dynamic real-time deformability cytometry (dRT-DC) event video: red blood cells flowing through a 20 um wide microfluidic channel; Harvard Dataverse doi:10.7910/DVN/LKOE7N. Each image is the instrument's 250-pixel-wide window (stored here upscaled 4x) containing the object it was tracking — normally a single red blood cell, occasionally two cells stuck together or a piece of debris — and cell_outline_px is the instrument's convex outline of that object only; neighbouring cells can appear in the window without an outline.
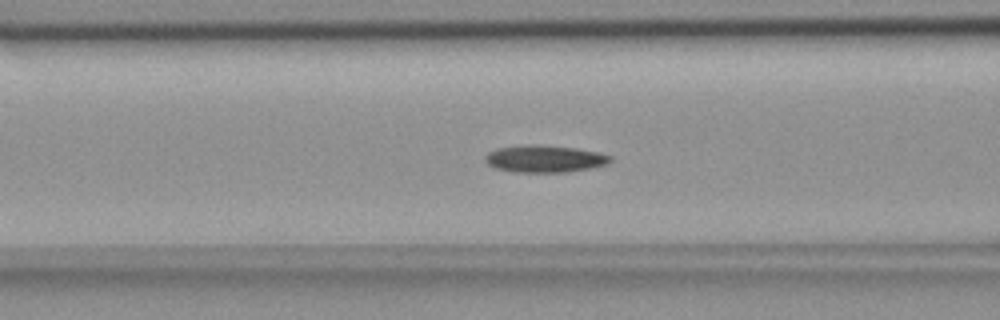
{"species": "common noctule bat (a hibernating species)", "species_latin": "Nyctalus noctula", "temperature_condition": "room temperature", "stored_images_in_passage": 55, "camera_frame_rate_fps": 3000, "um_per_image_px": 0.085, "animal": {"sex": "female", "body_mass_g": 18.4}, "frame": {"image": 1, "passage_image": 22, "time_ms": 7.0, "image_size_px": [1000, 320], "cell_outline_px": [[612, 160], [608, 164], [592, 168], [568, 172], [512, 172], [496, 168], [488, 164], [484, 160], [484, 156], [488, 152], [496, 148], [528, 144], [536, 144], [576, 148], [596, 152], [612, 156]], "centroid_in_image_um": [46.28, 13.5], "position_along_channel_um": 120.3, "area_um2": 20.0}}
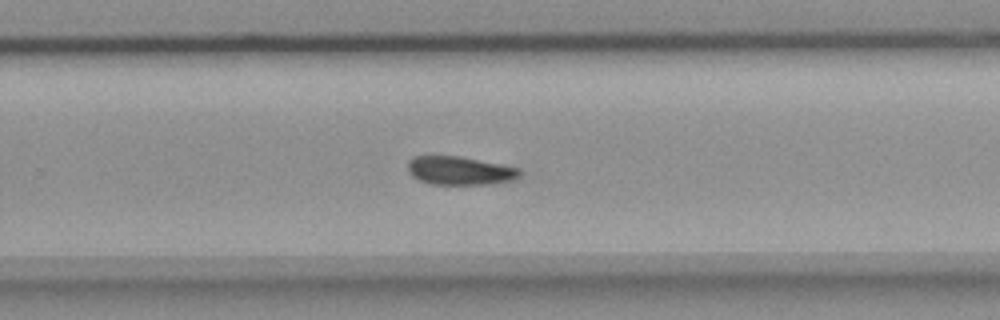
{"frame": {"image": 2, "passage_image": 36, "time_ms": 11.667, "image_size_px": [1000, 320], "cell_outline_px": [[520, 176], [516, 180], [488, 184], [432, 184], [420, 180], [412, 176], [408, 172], [408, 160], [412, 156], [460, 156], [520, 168]], "centroid_in_image_um": [39.08, 14.5], "position_along_channel_um": 290.7, "area_um2": 18.61}}
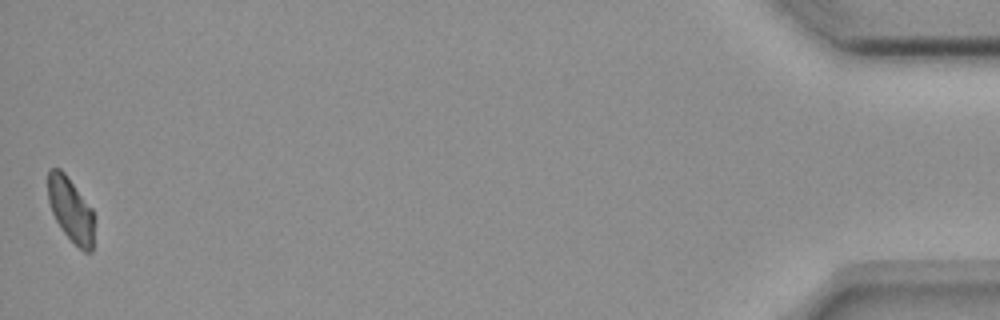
{"frame": {"image": 3, "passage_image": 55, "time_ms": 18.0, "image_size_px": [1000, 320], "cell_outline_px": [[92, 252], [84, 252], [60, 228], [52, 212], [48, 200], [48, 168], [60, 168], [64, 172], [92, 208]], "centroid_in_image_um": [5.98, 17.78], "position_along_channel_um": 429.2, "area_um2": 16.94}, "authors_computed_cell_mechanics": {"area_um2": 18.9584, "velocity_mm_per_s": 3.6609, "shape_relaxation_time_tau1_ms": 8.0745, "shape_relaxation_time_tau2_ms": null, "deformation_change_tau1": 0.1543, "deformation_change_tau2": null}}